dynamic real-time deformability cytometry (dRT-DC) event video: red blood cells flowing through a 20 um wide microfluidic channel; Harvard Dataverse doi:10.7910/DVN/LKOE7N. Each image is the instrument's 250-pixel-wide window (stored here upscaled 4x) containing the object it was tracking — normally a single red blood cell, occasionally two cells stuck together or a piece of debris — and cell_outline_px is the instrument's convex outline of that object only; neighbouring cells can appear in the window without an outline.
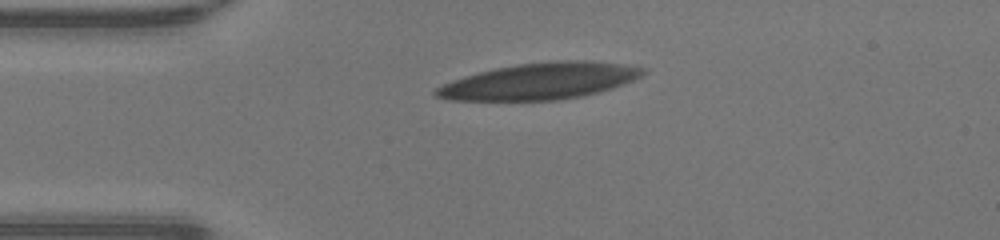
{"species": "human", "species_latin": "Homo sapiens", "temperature_condition": "warm", "stored_images_in_passage": 39, "camera_frame_rate_fps": 3000, "um_per_image_px": 0.085, "donor": {"sex": "male"}, "frame": {"image": 1, "passage_image": 1, "time_ms": 0.0, "image_size_px": [1000, 240], "cell_outline_px": [[644, 72], [640, 76], [624, 84], [612, 88], [584, 96], [556, 100], [452, 100], [436, 96], [432, 92], [436, 88], [452, 80], [464, 76], [496, 68], [516, 64], [556, 60], [592, 60], [624, 64], [644, 68]], "centroid_in_image_um": [45.9, 6.89], "position_along_channel_um": 39.1, "area_um2": 43.81}}
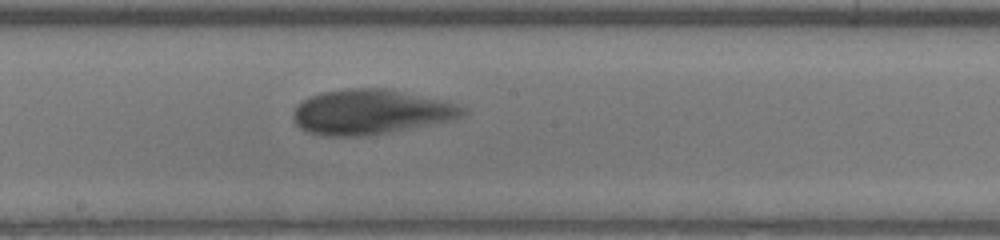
{"frame": {"image": 2, "passage_image": 16, "time_ms": 5.0, "image_size_px": [1000, 240], "cell_outline_px": [[468, 112], [464, 116], [456, 120], [388, 132], [360, 136], [328, 136], [308, 132], [300, 128], [292, 120], [292, 112], [308, 96], [320, 92], [348, 88], [384, 88], [444, 100], [456, 104], [464, 108]], "centroid_in_image_um": [31.52, 9.51], "position_along_channel_um": 216.7, "area_um2": 44.45}}
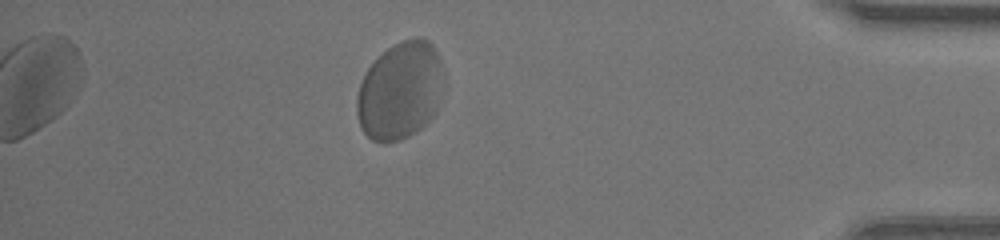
{"frame": {"image": 3, "passage_image": 33, "time_ms": 10.667, "image_size_px": [1000, 240], "cell_outline_px": [[444, 84], [436, 112], [416, 132], [400, 140], [384, 144], [372, 140], [360, 128], [356, 112], [356, 96], [360, 84], [368, 68], [388, 48], [404, 40], [416, 36], [420, 36], [428, 40], [432, 44], [440, 56], [444, 72]], "centroid_in_image_um": [34.03, 7.72], "position_along_channel_um": 401.2, "area_um2": 49.88}, "authors_computed_cell_mechanics": {"area_um2": 44.506, "velocity_mm_per_s": 4.0905, "shape_relaxation_time_tau1_ms": 2.9514, "shape_relaxation_time_tau2_ms": null, "deformation_change_tau1": 0.1492, "deformation_change_tau2": null}}